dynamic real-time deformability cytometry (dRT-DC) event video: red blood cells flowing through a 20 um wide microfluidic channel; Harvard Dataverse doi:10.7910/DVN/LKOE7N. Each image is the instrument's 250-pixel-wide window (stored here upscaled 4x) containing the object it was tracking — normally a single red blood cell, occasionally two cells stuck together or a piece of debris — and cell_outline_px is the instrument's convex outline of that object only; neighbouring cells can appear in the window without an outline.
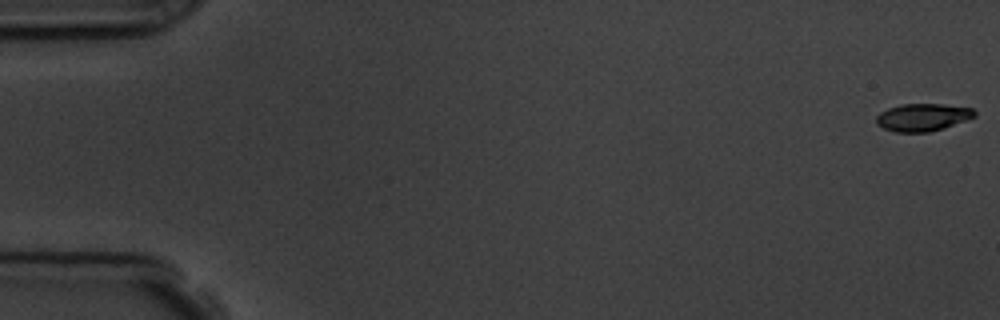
{"species": "common noctule bat (a hibernating species)", "species_latin": "Nyctalus noctula", "temperature_condition": "room temperature", "stored_images_in_passage": 17, "camera_frame_rate_fps": 3000, "um_per_image_px": 0.085, "animal": {"sex": "male", "body_mass_g": 19.5, "forearm_length_mm": 54.6}, "frame": {"image": 1, "passage_image": 1, "time_ms": 0.0, "image_size_px": [1000, 320], "cell_outline_px": [[976, 116], [944, 128], [928, 132], [896, 132], [884, 128], [876, 124], [876, 116], [880, 112], [888, 108], [900, 104], [944, 104], [972, 108], [976, 112]], "centroid_in_image_um": [78.41, 9.96], "position_along_channel_um": 6.6, "area_um2": 15.78}}
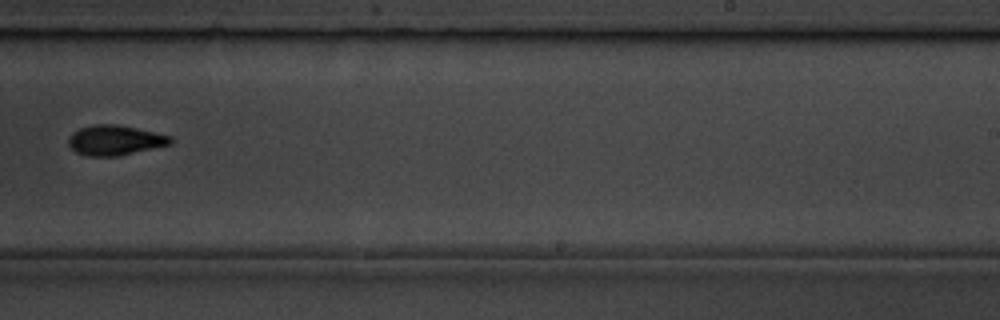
{"frame": {"image": 2, "passage_image": 11, "time_ms": 11.333, "image_size_px": [1000, 320], "cell_outline_px": [[172, 144], [116, 156], [88, 156], [76, 152], [68, 144], [68, 136], [72, 132], [80, 128], [92, 124], [116, 124], [136, 128], [172, 136]], "centroid_in_image_um": [9.75, 11.91], "position_along_channel_um": 279.3, "area_um2": 17.8}}
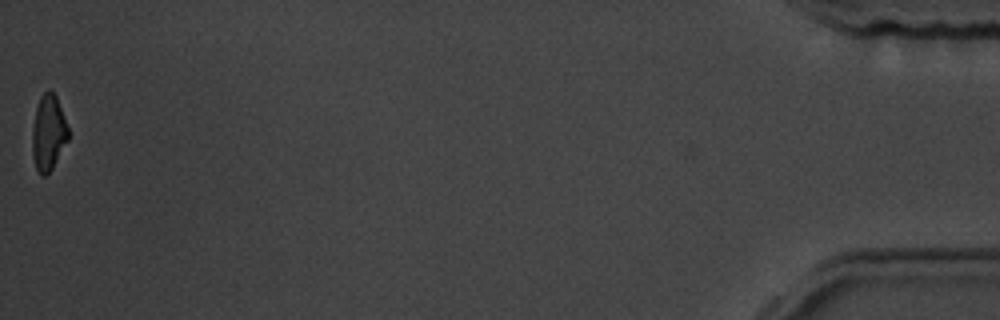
{"frame": {"image": 3, "passage_image": 17, "time_ms": 18.0, "image_size_px": [1000, 320], "cell_outline_px": [[68, 140], [52, 168], [44, 176], [40, 176], [36, 168], [32, 156], [32, 128], [36, 108], [40, 96], [48, 88], [56, 96], [68, 128]], "centroid_in_image_um": [4.09, 11.29], "position_along_channel_um": 431.1, "area_um2": 15.78}, "authors_computed_cell_mechanics": {"area_um2": 16.8198, "velocity_mm_per_s": 3.772, "shape_relaxation_time_tau1_ms": 2.1053, "shape_relaxation_time_tau2_ms": null, "deformation_change_tau1": 0.1157, "deformation_change_tau2": null}}